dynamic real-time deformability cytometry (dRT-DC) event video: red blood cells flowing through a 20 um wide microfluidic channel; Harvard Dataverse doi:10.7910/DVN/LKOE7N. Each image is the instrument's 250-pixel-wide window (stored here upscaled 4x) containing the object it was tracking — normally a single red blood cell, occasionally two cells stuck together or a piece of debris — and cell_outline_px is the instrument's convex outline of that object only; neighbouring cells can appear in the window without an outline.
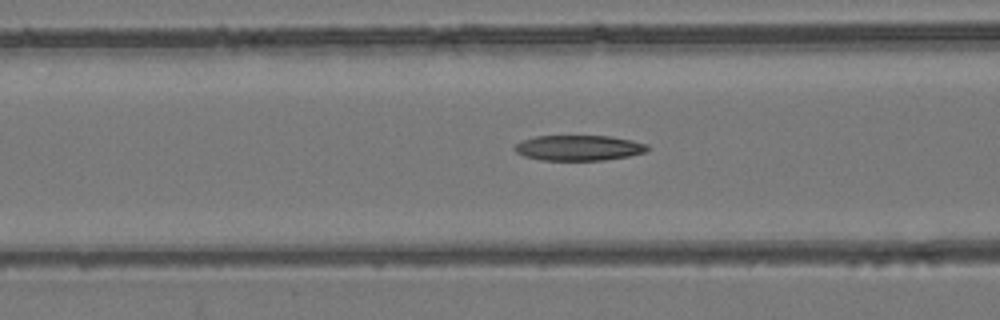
{"species": "common noctule bat (a hibernating species)", "species_latin": "Nyctalus noctula", "temperature_condition": "room temperature", "stored_images_in_passage": 54, "camera_frame_rate_fps": 3000, "um_per_image_px": 0.085, "animal": {"sex": "female", "body_mass_g": 24.6, "forearm_length_mm": 56.2}, "frame": {"image": 1, "passage_image": 22, "time_ms": 7.0, "image_size_px": [1000, 320], "cell_outline_px": [[648, 148], [644, 152], [628, 156], [604, 160], [540, 160], [524, 156], [516, 152], [512, 148], [520, 140], [536, 136], [612, 136], [632, 140], [648, 144]], "centroid_in_image_um": [49.16, 12.56], "position_along_channel_um": 117.4, "area_um2": 19.71}}
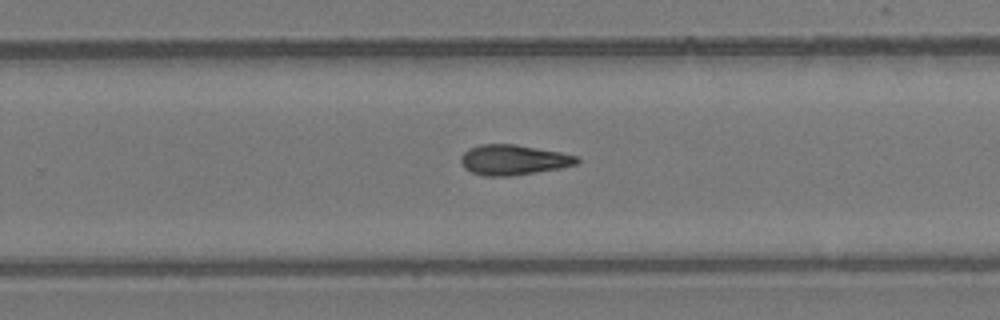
{"frame": {"image": 2, "passage_image": 35, "time_ms": 11.333, "image_size_px": [1000, 320], "cell_outline_px": [[580, 160], [576, 164], [560, 168], [512, 176], [484, 176], [472, 172], [464, 168], [460, 160], [460, 156], [468, 148], [480, 144], [516, 144], [560, 152], [580, 156]], "centroid_in_image_um": [43.63, 13.58], "position_along_channel_um": 286.2, "area_um2": 20.58}}
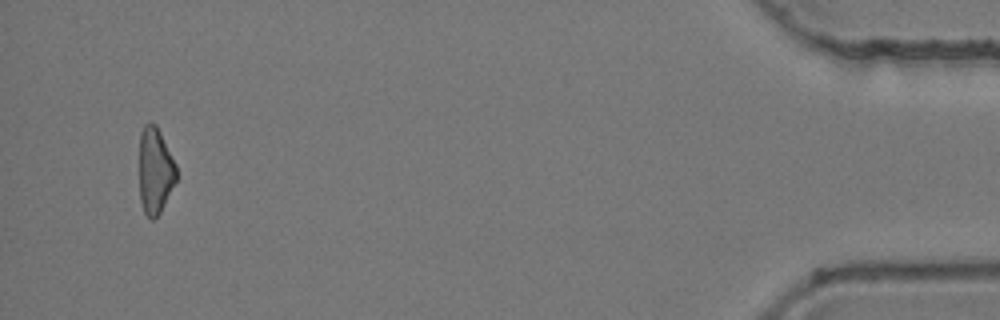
{"frame": {"image": 3, "passage_image": 52, "time_ms": 17.0, "image_size_px": [1000, 320], "cell_outline_px": [[176, 180], [160, 212], [152, 220], [144, 212], [140, 200], [140, 132], [144, 124], [156, 124], [176, 164]], "centroid_in_image_um": [13.18, 14.5], "position_along_channel_um": 422.0, "area_um2": 18.32}}